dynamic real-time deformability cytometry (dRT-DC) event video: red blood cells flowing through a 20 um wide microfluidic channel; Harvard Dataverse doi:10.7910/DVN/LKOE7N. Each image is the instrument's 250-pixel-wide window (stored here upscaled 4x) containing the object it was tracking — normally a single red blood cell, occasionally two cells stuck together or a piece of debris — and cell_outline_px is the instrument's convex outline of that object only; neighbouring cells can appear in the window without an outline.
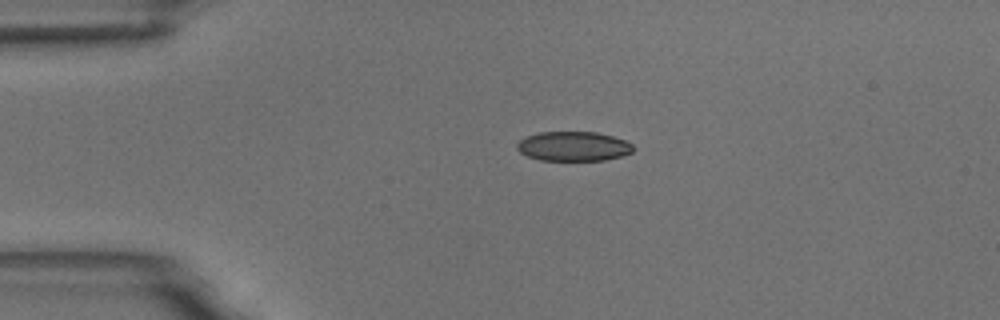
{"species": "common noctule bat (a hibernating species)", "species_latin": "Nyctalus noctula", "temperature_condition": "room temperature", "stored_images_in_passage": 2, "camera_frame_rate_fps": 3000, "um_per_image_px": 0.085, "animal": {"sex": "male", "body_mass_g": 18.8}, "frame": {"image": 1, "passage_image": 1, "time_ms": 0.0, "image_size_px": [1000, 320], "cell_outline_px": [[636, 148], [632, 152], [624, 156], [604, 160], [540, 160], [528, 156], [520, 152], [516, 148], [516, 144], [520, 140], [528, 136], [540, 132], [596, 132], [612, 136], [624, 140], [632, 144]], "centroid_in_image_um": [48.77, 12.44], "position_along_channel_um": 36.2, "area_um2": 20.0}}